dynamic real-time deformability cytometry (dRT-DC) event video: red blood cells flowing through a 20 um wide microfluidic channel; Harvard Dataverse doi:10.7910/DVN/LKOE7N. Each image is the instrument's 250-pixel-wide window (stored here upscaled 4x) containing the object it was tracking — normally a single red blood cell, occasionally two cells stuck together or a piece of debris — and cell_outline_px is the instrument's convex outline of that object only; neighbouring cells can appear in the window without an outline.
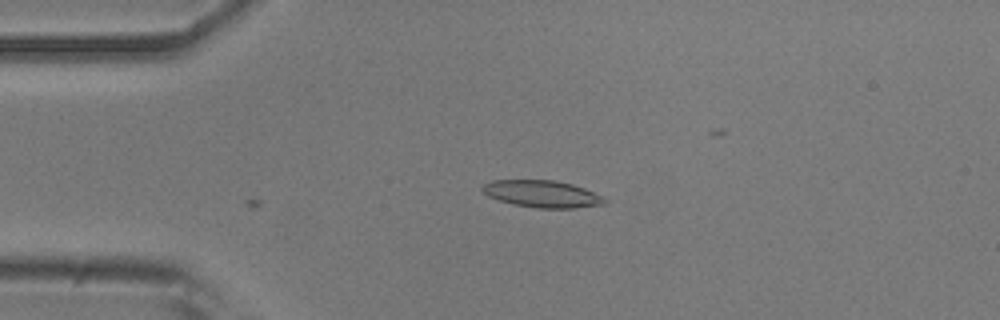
{"species": "common noctule bat (a hibernating species)", "species_latin": "Nyctalus noctula", "temperature_condition": "room temperature", "stored_images_in_passage": 12, "camera_frame_rate_fps": 3000, "um_per_image_px": 0.085, "animal": {"sex": "male", "body_mass_g": 20.5, "forearm_length_mm": 52.5}, "frame": {"image": 1, "passage_image": 12, "time_ms": 3.667, "image_size_px": [1000, 320], "cell_outline_px": [[608, 200], [604, 204], [572, 208], [536, 208], [512, 204], [488, 196], [480, 188], [484, 184], [492, 180], [556, 180], [572, 184], [584, 188], [604, 196]], "centroid_in_image_um": [46.1, 16.48], "position_along_channel_um": 38.9, "area_um2": 19.31}}